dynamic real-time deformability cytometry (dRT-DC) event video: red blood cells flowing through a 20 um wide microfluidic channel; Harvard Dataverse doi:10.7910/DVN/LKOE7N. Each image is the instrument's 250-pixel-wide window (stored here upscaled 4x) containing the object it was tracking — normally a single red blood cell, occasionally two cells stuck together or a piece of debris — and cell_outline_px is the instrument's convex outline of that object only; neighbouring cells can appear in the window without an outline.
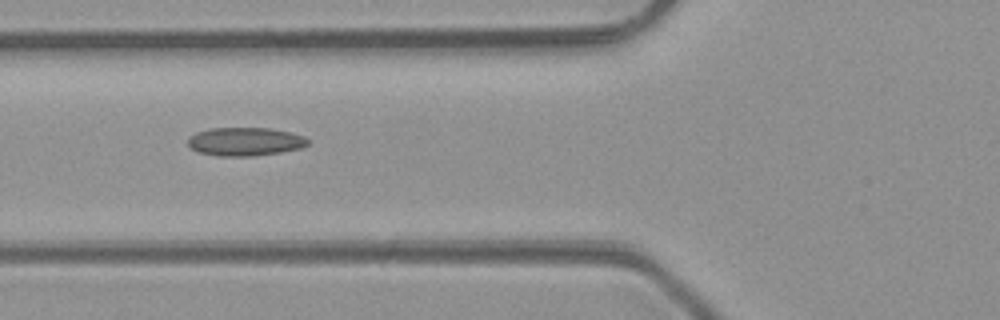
{"species": "common noctule bat (a hibernating species)", "species_latin": "Nyctalus noctula", "temperature_condition": "room temperature", "stored_images_in_passage": 2, "camera_frame_rate_fps": 3000, "um_per_image_px": 0.085, "animal": {"sex": "male", "body_mass_g": 23.1, "forearm_length_mm": 52.7}, "frame": {"image": 1, "passage_image": 2, "time_ms": 1.0, "image_size_px": [1000, 320], "cell_outline_px": [[308, 144], [300, 148], [280, 152], [252, 156], [216, 156], [196, 152], [188, 148], [188, 136], [196, 132], [208, 128], [272, 128], [292, 132], [304, 136], [308, 140]], "centroid_in_image_um": [20.77, 12.03], "position_along_channel_um": 105.0, "area_um2": 20.17}}